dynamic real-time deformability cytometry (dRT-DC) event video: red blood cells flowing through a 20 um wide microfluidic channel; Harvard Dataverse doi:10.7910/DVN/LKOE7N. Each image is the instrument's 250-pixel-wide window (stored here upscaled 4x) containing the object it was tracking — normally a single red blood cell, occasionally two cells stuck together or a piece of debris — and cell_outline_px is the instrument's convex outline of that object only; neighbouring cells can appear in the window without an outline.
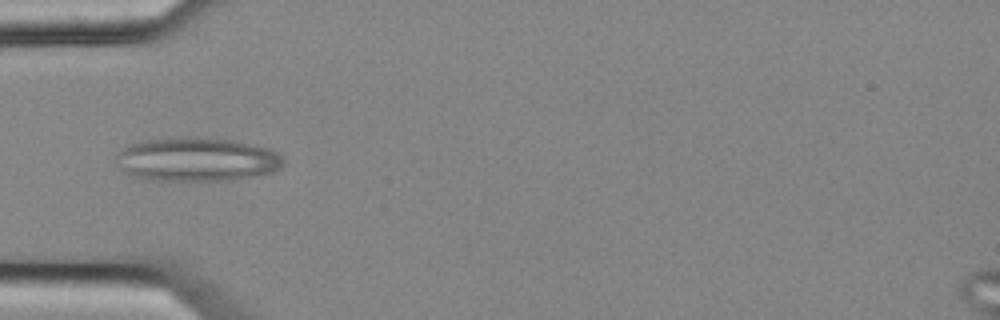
{"species": "common noctule bat (a hibernating species)", "species_latin": "Nyctalus noctula", "temperature_condition": "cold", "stored_images_in_passage": 7, "camera_frame_rate_fps": 3000, "um_per_image_px": 0.085, "animal": {"sex": "female", "body_mass_g": 25.1}, "frame": {"image": 1, "passage_image": 6, "time_ms": 1.667, "image_size_px": [1000, 320], "cell_outline_px": [[284, 164], [276, 172], [228, 180], [164, 180], [136, 176], [128, 172], [124, 168], [116, 156], [124, 148], [132, 144], [144, 140], [184, 136], [196, 136], [232, 140], [268, 148], [276, 152], [284, 160]], "centroid_in_image_um": [16.83, 13.52], "position_along_channel_um": 68.2, "area_um2": 42.08}}